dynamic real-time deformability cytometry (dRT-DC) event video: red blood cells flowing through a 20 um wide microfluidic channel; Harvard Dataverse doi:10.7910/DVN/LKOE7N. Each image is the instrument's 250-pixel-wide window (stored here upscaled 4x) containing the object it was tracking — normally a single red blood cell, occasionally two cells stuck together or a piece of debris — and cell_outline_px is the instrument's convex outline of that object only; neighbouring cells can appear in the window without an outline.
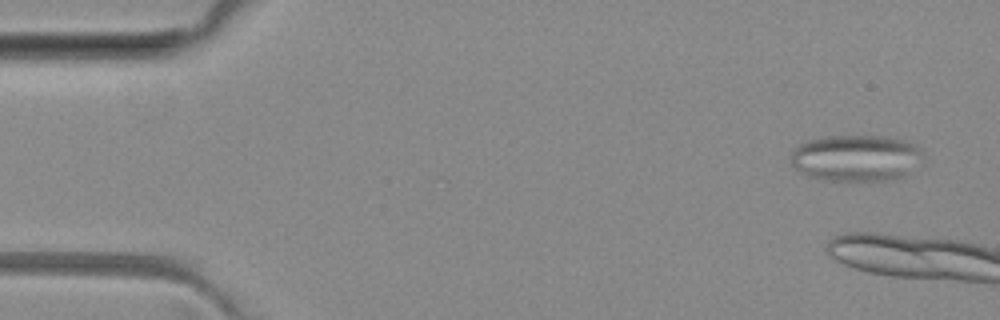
{"species": "common noctule bat (a hibernating species)", "species_latin": "Nyctalus noctula", "temperature_condition": "room temperature", "stored_images_in_passage": 3, "camera_frame_rate_fps": 3000, "um_per_image_px": 0.085, "animal": {"sex": "female", "body_mass_g": 29.2, "forearm_length_mm": 56.3}, "frame": {"image": 1, "passage_image": 1, "time_ms": 0.0, "image_size_px": [1000, 320], "cell_outline_px": [[924, 164], [904, 176], [892, 180], [820, 180], [808, 176], [796, 168], [792, 164], [792, 152], [800, 144], [808, 140], [828, 136], [888, 136], [904, 140], [920, 148], [924, 152]], "centroid_in_image_um": [72.86, 13.43], "position_along_channel_um": 12.1, "area_um2": 36.18}}